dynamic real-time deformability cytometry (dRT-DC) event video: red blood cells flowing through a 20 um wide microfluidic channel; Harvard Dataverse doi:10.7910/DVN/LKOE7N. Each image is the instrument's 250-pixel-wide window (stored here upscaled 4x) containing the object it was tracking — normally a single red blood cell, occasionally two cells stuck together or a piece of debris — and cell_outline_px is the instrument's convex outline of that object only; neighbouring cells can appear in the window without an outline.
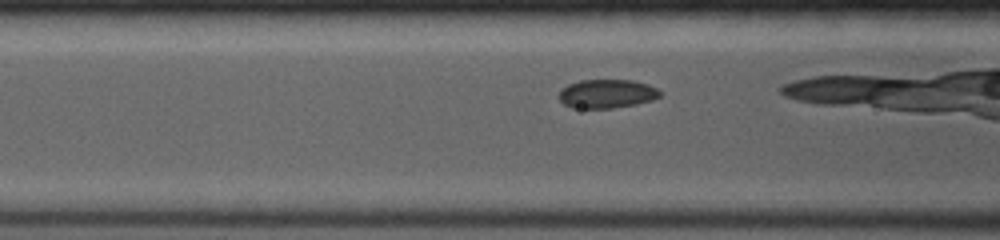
{"species": "common noctule bat (a hibernating species)", "species_latin": "Nyctalus noctula", "temperature_condition": "room temperature", "stored_images_in_passage": 40, "camera_frame_rate_fps": 4000, "um_per_image_px": 0.085, "animal": {"sex": "female", "body_mass_g": 19.0, "forearm_length_mm": 53.3}, "frame": {"image": 1, "passage_image": 5, "time_ms": 1.0, "image_size_px": [1000, 240], "cell_outline_px": [[660, 96], [652, 100], [636, 104], [612, 108], [572, 108], [564, 104], [560, 100], [560, 92], [568, 84], [580, 80], [632, 80], [648, 84], [656, 88], [660, 92]], "centroid_in_image_um": [51.59, 7.97], "position_along_channel_um": 115.0, "area_um2": 16.82}}
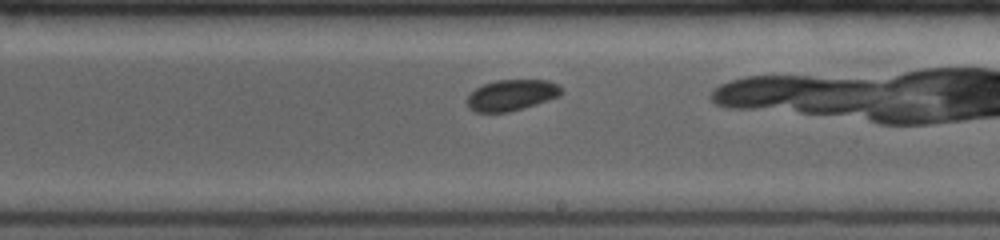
{"frame": {"image": 2, "passage_image": 18, "time_ms": 4.25, "image_size_px": [1000, 240], "cell_outline_px": [[564, 92], [560, 96], [536, 104], [508, 112], [476, 112], [468, 108], [468, 96], [476, 88], [484, 84], [496, 80], [548, 80], [564, 88]], "centroid_in_image_um": [43.52, 8.08], "position_along_channel_um": 245.5, "area_um2": 16.99}}
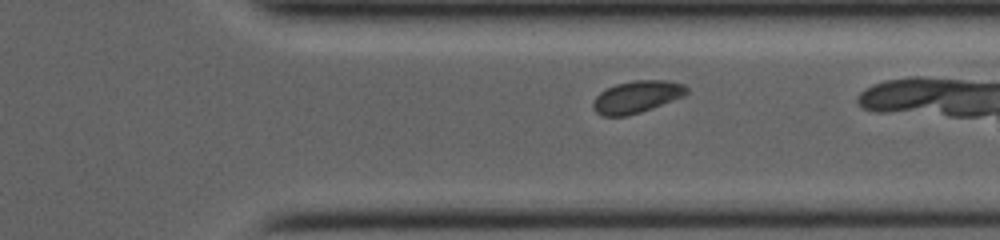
{"frame": {"image": 3, "passage_image": 29, "time_ms": 7.0, "image_size_px": [1000, 240], "cell_outline_px": [[688, 92], [684, 96], [652, 108], [628, 116], [604, 116], [596, 112], [592, 104], [596, 96], [600, 92], [616, 84], [636, 80], [664, 80], [684, 84], [688, 88]], "centroid_in_image_um": [54.14, 8.23], "position_along_channel_um": 357.3, "area_um2": 17.4}}